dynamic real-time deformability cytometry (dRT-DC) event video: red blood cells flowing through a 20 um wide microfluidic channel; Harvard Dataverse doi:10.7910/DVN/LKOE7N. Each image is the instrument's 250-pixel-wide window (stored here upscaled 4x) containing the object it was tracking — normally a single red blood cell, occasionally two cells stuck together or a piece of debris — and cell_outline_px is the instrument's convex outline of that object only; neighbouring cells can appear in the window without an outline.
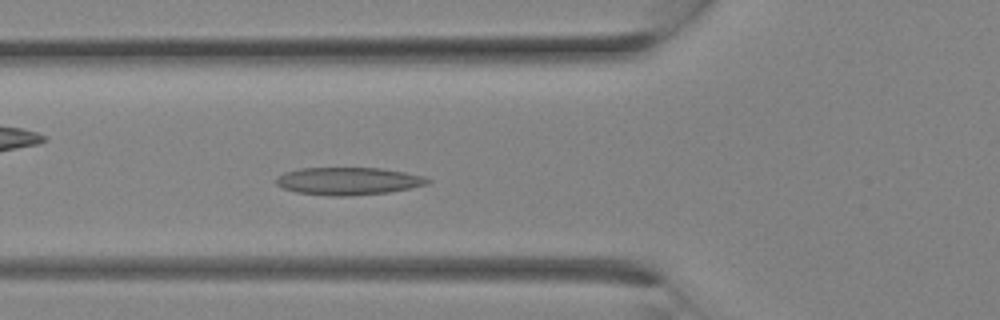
{"species": "Egyptian fruit bat (a non-hibernating species)", "species_latin": "Rousettus aegyptiacus", "temperature_condition": "room temperature", "stored_images_in_passage": 3, "camera_frame_rate_fps": 3000, "um_per_image_px": 0.085, "animal": {"sex": "female"}, "frame": {"image": 1, "passage_image": 3, "time_ms": 0.667, "image_size_px": [1000, 320], "cell_outline_px": [[432, 180], [428, 184], [388, 192], [348, 196], [332, 196], [296, 192], [284, 188], [276, 184], [276, 176], [284, 172], [300, 168], [380, 168], [404, 172], [424, 176]], "centroid_in_image_um": [29.58, 15.39], "position_along_channel_um": 96.2, "area_um2": 24.28}}